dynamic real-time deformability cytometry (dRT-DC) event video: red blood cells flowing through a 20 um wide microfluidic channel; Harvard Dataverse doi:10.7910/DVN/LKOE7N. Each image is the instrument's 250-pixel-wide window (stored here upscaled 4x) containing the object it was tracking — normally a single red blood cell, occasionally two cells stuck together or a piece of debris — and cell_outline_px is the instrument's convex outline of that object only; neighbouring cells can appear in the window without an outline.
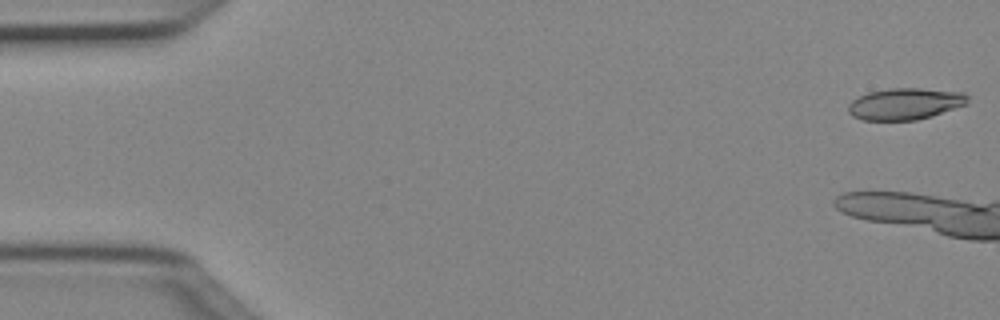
{"species": "Egyptian fruit bat (a non-hibernating species)", "species_latin": "Rousettus aegyptiacus", "temperature_condition": "cold", "stored_images_in_passage": 7, "camera_frame_rate_fps": 3000, "um_per_image_px": 0.085, "animal": {"sex": "female"}, "frame": {"image": 1, "passage_image": 1, "time_ms": 0.0, "image_size_px": [1000, 320], "cell_outline_px": [[968, 104], [932, 116], [916, 120], [864, 120], [852, 116], [848, 112], [848, 104], [852, 100], [868, 92], [888, 88], [920, 88], [964, 92], [968, 96]], "centroid_in_image_um": [76.94, 8.82], "position_along_channel_um": 8.1, "area_um2": 22.14}}